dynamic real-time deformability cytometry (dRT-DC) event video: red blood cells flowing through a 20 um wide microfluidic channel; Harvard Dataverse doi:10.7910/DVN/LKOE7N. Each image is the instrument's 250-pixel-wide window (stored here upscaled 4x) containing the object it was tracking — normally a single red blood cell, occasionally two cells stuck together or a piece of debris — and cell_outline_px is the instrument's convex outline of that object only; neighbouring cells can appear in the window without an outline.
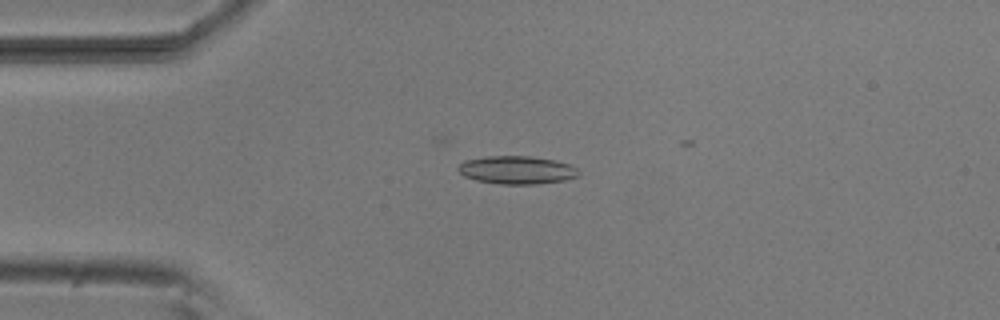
{"species": "common noctule bat (a hibernating species)", "species_latin": "Nyctalus noctula", "temperature_condition": "room temperature", "stored_images_in_passage": 17, "camera_frame_rate_fps": 3000, "um_per_image_px": 0.085, "animal": {"sex": "male", "body_mass_g": 20.5, "forearm_length_mm": 52.5}, "frame": {"image": 1, "passage_image": 12, "time_ms": 3.667, "image_size_px": [1000, 320], "cell_outline_px": [[580, 172], [576, 176], [564, 180], [536, 184], [500, 184], [476, 180], [464, 176], [456, 168], [464, 160], [484, 156], [532, 156], [556, 160], [568, 164], [576, 168]], "centroid_in_image_um": [43.9, 14.44], "position_along_channel_um": 41.1, "area_um2": 19.71}}